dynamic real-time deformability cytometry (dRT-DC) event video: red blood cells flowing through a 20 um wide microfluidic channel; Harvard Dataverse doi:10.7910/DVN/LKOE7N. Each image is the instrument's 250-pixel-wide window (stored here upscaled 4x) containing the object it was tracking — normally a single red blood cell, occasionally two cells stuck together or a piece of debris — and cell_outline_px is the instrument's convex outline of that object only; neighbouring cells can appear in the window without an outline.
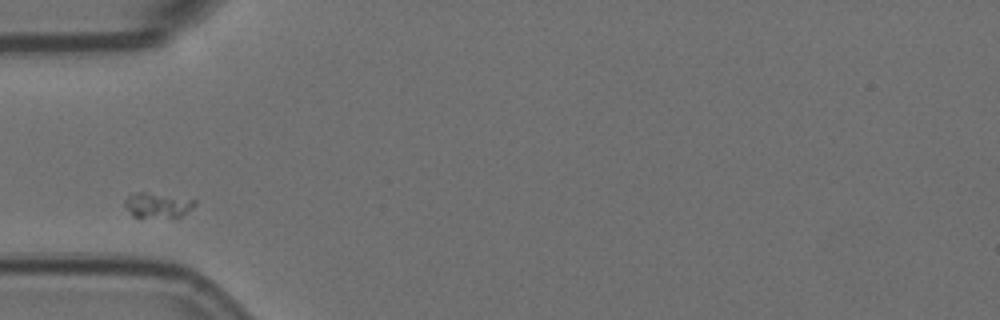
{"species": "Egyptian fruit bat (a non-hibernating species)", "species_latin": "Rousettus aegyptiacus", "temperature_condition": "room temperature", "stored_images_in_passage": 2, "camera_frame_rate_fps": 3000, "um_per_image_px": 0.085, "animal": {"sex": "female"}, "frame": {"image": 1, "passage_image": 1, "time_ms": 0.0, "image_size_px": [1000, 320], "cell_outline_px": [[196, 204], [192, 208], [176, 220], [132, 216], [124, 204], [124, 200], [128, 196], [136, 192], [144, 192], [196, 200]], "centroid_in_image_um": [13.41, 17.49], "position_along_channel_um": 71.6, "area_um2": 10.46}}